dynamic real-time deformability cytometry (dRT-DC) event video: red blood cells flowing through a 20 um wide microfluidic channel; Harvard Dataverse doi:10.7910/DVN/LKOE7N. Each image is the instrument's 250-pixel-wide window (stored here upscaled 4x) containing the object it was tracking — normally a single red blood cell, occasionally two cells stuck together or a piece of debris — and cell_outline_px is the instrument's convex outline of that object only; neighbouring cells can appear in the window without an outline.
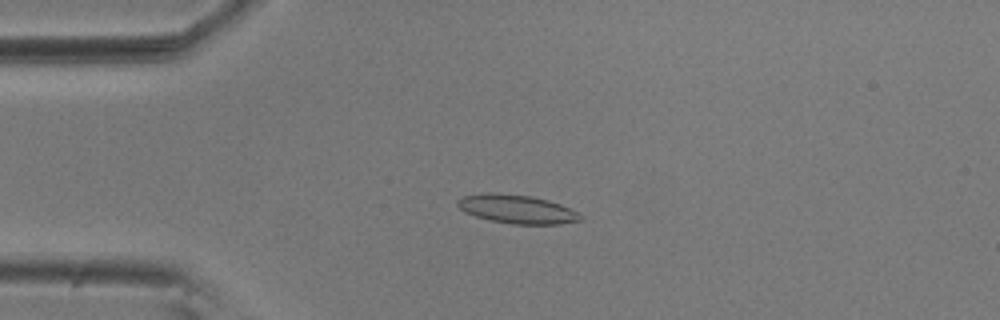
{"species": "common noctule bat (a hibernating species)", "species_latin": "Nyctalus noctula", "temperature_condition": "room temperature", "stored_images_in_passage": 14, "camera_frame_rate_fps": 3000, "um_per_image_px": 0.085, "animal": {"sex": "male", "body_mass_g": 20.5, "forearm_length_mm": 52.5}, "frame": {"image": 1, "passage_image": 11, "time_ms": 3.333, "image_size_px": [1000, 320], "cell_outline_px": [[584, 220], [560, 224], [512, 224], [492, 220], [476, 216], [464, 212], [456, 204], [456, 200], [464, 196], [488, 192], [532, 196], [548, 200], [560, 204], [576, 212]], "centroid_in_image_um": [43.92, 17.77], "position_along_channel_um": 41.1, "area_um2": 20.35}}